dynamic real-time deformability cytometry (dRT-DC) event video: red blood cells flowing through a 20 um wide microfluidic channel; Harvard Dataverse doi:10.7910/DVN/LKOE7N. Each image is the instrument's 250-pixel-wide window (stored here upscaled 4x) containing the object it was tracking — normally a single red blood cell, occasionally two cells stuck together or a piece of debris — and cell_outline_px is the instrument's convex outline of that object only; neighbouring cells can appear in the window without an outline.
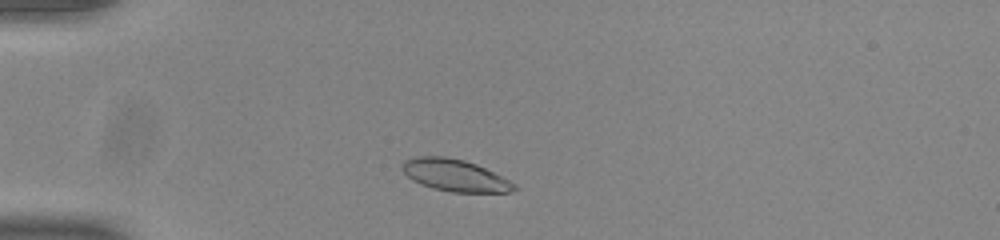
{"species": "common noctule bat (a hibernating species)", "species_latin": "Nyctalus noctula", "temperature_condition": "room temperature", "stored_images_in_passage": 41, "camera_frame_rate_fps": 3000, "um_per_image_px": 0.085, "animal": {"sex": "male", "body_mass_g": 20.0, "forearm_length_mm": 53.3}, "frame": {"image": 1, "passage_image": 5, "time_ms": 1.333, "image_size_px": [1000, 240], "cell_outline_px": [[516, 188], [512, 192], [452, 192], [432, 188], [420, 184], [412, 180], [400, 168], [400, 164], [404, 160], [416, 156], [444, 156], [464, 160], [476, 164], [516, 184]], "centroid_in_image_um": [38.61, 14.89], "position_along_channel_um": 46.4, "area_um2": 20.81}}
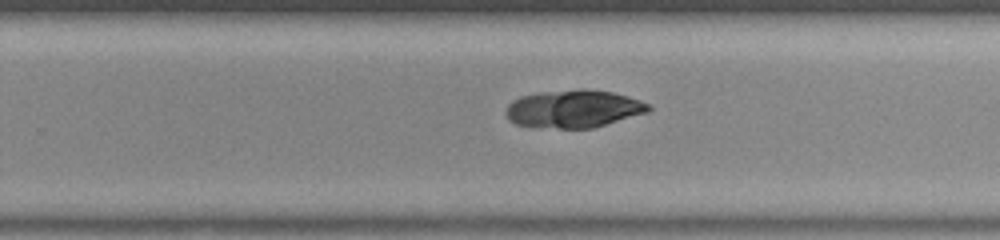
{"frame": {"image": 2, "passage_image": 23, "time_ms": 7.333, "image_size_px": [1000, 240], "cell_outline_px": [[652, 108], [648, 112], [592, 128], [532, 128], [516, 124], [508, 120], [504, 112], [508, 104], [512, 100], [520, 96], [540, 92], [580, 88], [584, 88], [612, 92], [628, 96], [640, 100], [648, 104]], "centroid_in_image_um": [48.7, 9.25], "position_along_channel_um": 281.1, "area_um2": 31.79}}
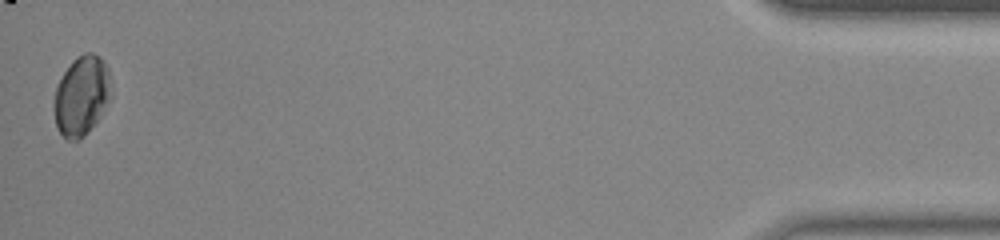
{"frame": {"image": 3, "passage_image": 41, "time_ms": 13.333, "image_size_px": [1000, 240], "cell_outline_px": [[112, 92], [96, 120], [84, 136], [80, 140], [68, 140], [60, 132], [56, 124], [56, 88], [64, 72], [72, 60], [76, 56], [84, 52], [92, 52], [100, 56], [104, 60], [108, 68]], "centroid_in_image_um": [6.96, 8.07], "position_along_channel_um": 428.2, "area_um2": 25.84}, "authors_computed_cell_mechanics": {"area_um2": 22.9466, "velocity_mm_per_s": 3.8741, "shape_relaxation_time_tau1_ms": 1.5627, "shape_relaxation_time_tau2_ms": null, "deformation_change_tau1": 0.0868, "deformation_change_tau2": null}}